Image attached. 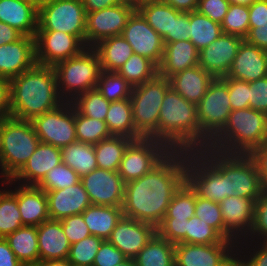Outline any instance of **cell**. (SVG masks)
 <instances>
[{"label": "cell", "mask_w": 267, "mask_h": 266, "mask_svg": "<svg viewBox=\"0 0 267 266\" xmlns=\"http://www.w3.org/2000/svg\"><path fill=\"white\" fill-rule=\"evenodd\" d=\"M71 103L81 115L102 121H105L110 106V101L97 88L78 95Z\"/></svg>", "instance_id": "cell-42"}, {"label": "cell", "mask_w": 267, "mask_h": 266, "mask_svg": "<svg viewBox=\"0 0 267 266\" xmlns=\"http://www.w3.org/2000/svg\"><path fill=\"white\" fill-rule=\"evenodd\" d=\"M132 139L124 136H111L94 144L98 168L118 171L128 144Z\"/></svg>", "instance_id": "cell-38"}, {"label": "cell", "mask_w": 267, "mask_h": 266, "mask_svg": "<svg viewBox=\"0 0 267 266\" xmlns=\"http://www.w3.org/2000/svg\"><path fill=\"white\" fill-rule=\"evenodd\" d=\"M16 199L23 225L39 226L50 219L46 192L37 186L16 183Z\"/></svg>", "instance_id": "cell-27"}, {"label": "cell", "mask_w": 267, "mask_h": 266, "mask_svg": "<svg viewBox=\"0 0 267 266\" xmlns=\"http://www.w3.org/2000/svg\"><path fill=\"white\" fill-rule=\"evenodd\" d=\"M61 163V148L40 142L29 160L10 180L20 185L37 186L51 169Z\"/></svg>", "instance_id": "cell-23"}, {"label": "cell", "mask_w": 267, "mask_h": 266, "mask_svg": "<svg viewBox=\"0 0 267 266\" xmlns=\"http://www.w3.org/2000/svg\"><path fill=\"white\" fill-rule=\"evenodd\" d=\"M20 264L7 240L0 237V266H19Z\"/></svg>", "instance_id": "cell-63"}, {"label": "cell", "mask_w": 267, "mask_h": 266, "mask_svg": "<svg viewBox=\"0 0 267 266\" xmlns=\"http://www.w3.org/2000/svg\"><path fill=\"white\" fill-rule=\"evenodd\" d=\"M186 243L189 244H216L237 243L225 240L213 227L200 218L193 216L187 220Z\"/></svg>", "instance_id": "cell-46"}, {"label": "cell", "mask_w": 267, "mask_h": 266, "mask_svg": "<svg viewBox=\"0 0 267 266\" xmlns=\"http://www.w3.org/2000/svg\"><path fill=\"white\" fill-rule=\"evenodd\" d=\"M10 117V80L0 76V120Z\"/></svg>", "instance_id": "cell-62"}, {"label": "cell", "mask_w": 267, "mask_h": 266, "mask_svg": "<svg viewBox=\"0 0 267 266\" xmlns=\"http://www.w3.org/2000/svg\"><path fill=\"white\" fill-rule=\"evenodd\" d=\"M244 240L267 242V189L265 188L255 201L252 230Z\"/></svg>", "instance_id": "cell-51"}, {"label": "cell", "mask_w": 267, "mask_h": 266, "mask_svg": "<svg viewBox=\"0 0 267 266\" xmlns=\"http://www.w3.org/2000/svg\"><path fill=\"white\" fill-rule=\"evenodd\" d=\"M243 40L236 35L221 33L215 41L199 51L198 65L214 78L227 76Z\"/></svg>", "instance_id": "cell-20"}, {"label": "cell", "mask_w": 267, "mask_h": 266, "mask_svg": "<svg viewBox=\"0 0 267 266\" xmlns=\"http://www.w3.org/2000/svg\"><path fill=\"white\" fill-rule=\"evenodd\" d=\"M104 239L90 235L71 245L67 259L74 266H93L95 256Z\"/></svg>", "instance_id": "cell-47"}, {"label": "cell", "mask_w": 267, "mask_h": 266, "mask_svg": "<svg viewBox=\"0 0 267 266\" xmlns=\"http://www.w3.org/2000/svg\"><path fill=\"white\" fill-rule=\"evenodd\" d=\"M156 231L159 236L173 244L186 243L187 220L163 218Z\"/></svg>", "instance_id": "cell-53"}, {"label": "cell", "mask_w": 267, "mask_h": 266, "mask_svg": "<svg viewBox=\"0 0 267 266\" xmlns=\"http://www.w3.org/2000/svg\"><path fill=\"white\" fill-rule=\"evenodd\" d=\"M123 4L130 5L138 9L147 0H120Z\"/></svg>", "instance_id": "cell-69"}, {"label": "cell", "mask_w": 267, "mask_h": 266, "mask_svg": "<svg viewBox=\"0 0 267 266\" xmlns=\"http://www.w3.org/2000/svg\"><path fill=\"white\" fill-rule=\"evenodd\" d=\"M37 266H74L68 259L39 261Z\"/></svg>", "instance_id": "cell-68"}, {"label": "cell", "mask_w": 267, "mask_h": 266, "mask_svg": "<svg viewBox=\"0 0 267 266\" xmlns=\"http://www.w3.org/2000/svg\"><path fill=\"white\" fill-rule=\"evenodd\" d=\"M2 152L0 179H11L35 152L40 139L31 121L14 117L0 120Z\"/></svg>", "instance_id": "cell-5"}, {"label": "cell", "mask_w": 267, "mask_h": 266, "mask_svg": "<svg viewBox=\"0 0 267 266\" xmlns=\"http://www.w3.org/2000/svg\"><path fill=\"white\" fill-rule=\"evenodd\" d=\"M266 76L267 51L243 40L225 77L252 82Z\"/></svg>", "instance_id": "cell-25"}, {"label": "cell", "mask_w": 267, "mask_h": 266, "mask_svg": "<svg viewBox=\"0 0 267 266\" xmlns=\"http://www.w3.org/2000/svg\"><path fill=\"white\" fill-rule=\"evenodd\" d=\"M222 33L245 38L249 32V10L246 5L230 4L221 23Z\"/></svg>", "instance_id": "cell-48"}, {"label": "cell", "mask_w": 267, "mask_h": 266, "mask_svg": "<svg viewBox=\"0 0 267 266\" xmlns=\"http://www.w3.org/2000/svg\"><path fill=\"white\" fill-rule=\"evenodd\" d=\"M214 77L199 65L187 68L169 78L170 87L184 99L197 105Z\"/></svg>", "instance_id": "cell-29"}, {"label": "cell", "mask_w": 267, "mask_h": 266, "mask_svg": "<svg viewBox=\"0 0 267 266\" xmlns=\"http://www.w3.org/2000/svg\"><path fill=\"white\" fill-rule=\"evenodd\" d=\"M249 155L256 164L263 188L267 189V143L254 149Z\"/></svg>", "instance_id": "cell-61"}, {"label": "cell", "mask_w": 267, "mask_h": 266, "mask_svg": "<svg viewBox=\"0 0 267 266\" xmlns=\"http://www.w3.org/2000/svg\"><path fill=\"white\" fill-rule=\"evenodd\" d=\"M75 126L77 141L82 143L94 145L112 136L105 121L83 116L76 109Z\"/></svg>", "instance_id": "cell-44"}, {"label": "cell", "mask_w": 267, "mask_h": 266, "mask_svg": "<svg viewBox=\"0 0 267 266\" xmlns=\"http://www.w3.org/2000/svg\"><path fill=\"white\" fill-rule=\"evenodd\" d=\"M131 45L133 53L146 57L157 67L160 65L163 52V38L147 23L136 9L121 34Z\"/></svg>", "instance_id": "cell-17"}, {"label": "cell", "mask_w": 267, "mask_h": 266, "mask_svg": "<svg viewBox=\"0 0 267 266\" xmlns=\"http://www.w3.org/2000/svg\"><path fill=\"white\" fill-rule=\"evenodd\" d=\"M196 200L195 191L185 181L173 195L164 218H175V220L190 219L195 213Z\"/></svg>", "instance_id": "cell-43"}, {"label": "cell", "mask_w": 267, "mask_h": 266, "mask_svg": "<svg viewBox=\"0 0 267 266\" xmlns=\"http://www.w3.org/2000/svg\"><path fill=\"white\" fill-rule=\"evenodd\" d=\"M250 108L267 114V76L249 82Z\"/></svg>", "instance_id": "cell-58"}, {"label": "cell", "mask_w": 267, "mask_h": 266, "mask_svg": "<svg viewBox=\"0 0 267 266\" xmlns=\"http://www.w3.org/2000/svg\"><path fill=\"white\" fill-rule=\"evenodd\" d=\"M230 113L227 83L223 78H214L197 104L200 150L208 148L210 140L224 127Z\"/></svg>", "instance_id": "cell-9"}, {"label": "cell", "mask_w": 267, "mask_h": 266, "mask_svg": "<svg viewBox=\"0 0 267 266\" xmlns=\"http://www.w3.org/2000/svg\"><path fill=\"white\" fill-rule=\"evenodd\" d=\"M228 0H199L197 11L221 24L229 8Z\"/></svg>", "instance_id": "cell-59"}, {"label": "cell", "mask_w": 267, "mask_h": 266, "mask_svg": "<svg viewBox=\"0 0 267 266\" xmlns=\"http://www.w3.org/2000/svg\"><path fill=\"white\" fill-rule=\"evenodd\" d=\"M244 40L267 51V19L263 21H249V32Z\"/></svg>", "instance_id": "cell-60"}, {"label": "cell", "mask_w": 267, "mask_h": 266, "mask_svg": "<svg viewBox=\"0 0 267 266\" xmlns=\"http://www.w3.org/2000/svg\"><path fill=\"white\" fill-rule=\"evenodd\" d=\"M133 260L136 266H175V244L156 233Z\"/></svg>", "instance_id": "cell-35"}, {"label": "cell", "mask_w": 267, "mask_h": 266, "mask_svg": "<svg viewBox=\"0 0 267 266\" xmlns=\"http://www.w3.org/2000/svg\"><path fill=\"white\" fill-rule=\"evenodd\" d=\"M82 185L88 193L91 204L122 207L125 183L118 171L96 168L81 177Z\"/></svg>", "instance_id": "cell-18"}, {"label": "cell", "mask_w": 267, "mask_h": 266, "mask_svg": "<svg viewBox=\"0 0 267 266\" xmlns=\"http://www.w3.org/2000/svg\"><path fill=\"white\" fill-rule=\"evenodd\" d=\"M63 102L52 66L36 64L10 80L11 117L32 121Z\"/></svg>", "instance_id": "cell-2"}, {"label": "cell", "mask_w": 267, "mask_h": 266, "mask_svg": "<svg viewBox=\"0 0 267 266\" xmlns=\"http://www.w3.org/2000/svg\"><path fill=\"white\" fill-rule=\"evenodd\" d=\"M105 122L112 136H124L132 140L143 138L135 128L130 98L110 102Z\"/></svg>", "instance_id": "cell-34"}, {"label": "cell", "mask_w": 267, "mask_h": 266, "mask_svg": "<svg viewBox=\"0 0 267 266\" xmlns=\"http://www.w3.org/2000/svg\"><path fill=\"white\" fill-rule=\"evenodd\" d=\"M237 243L175 244V266H236Z\"/></svg>", "instance_id": "cell-14"}, {"label": "cell", "mask_w": 267, "mask_h": 266, "mask_svg": "<svg viewBox=\"0 0 267 266\" xmlns=\"http://www.w3.org/2000/svg\"><path fill=\"white\" fill-rule=\"evenodd\" d=\"M39 260L67 259L71 244L65 236L60 220H47L37 226Z\"/></svg>", "instance_id": "cell-26"}, {"label": "cell", "mask_w": 267, "mask_h": 266, "mask_svg": "<svg viewBox=\"0 0 267 266\" xmlns=\"http://www.w3.org/2000/svg\"><path fill=\"white\" fill-rule=\"evenodd\" d=\"M202 151L227 175L228 197L258 199L264 188L249 154H230L210 148Z\"/></svg>", "instance_id": "cell-7"}, {"label": "cell", "mask_w": 267, "mask_h": 266, "mask_svg": "<svg viewBox=\"0 0 267 266\" xmlns=\"http://www.w3.org/2000/svg\"><path fill=\"white\" fill-rule=\"evenodd\" d=\"M27 3L32 4L35 8H37L38 10L44 5V3L47 0H21Z\"/></svg>", "instance_id": "cell-70"}, {"label": "cell", "mask_w": 267, "mask_h": 266, "mask_svg": "<svg viewBox=\"0 0 267 266\" xmlns=\"http://www.w3.org/2000/svg\"><path fill=\"white\" fill-rule=\"evenodd\" d=\"M230 4H239V5H246L250 6L256 0H228Z\"/></svg>", "instance_id": "cell-71"}, {"label": "cell", "mask_w": 267, "mask_h": 266, "mask_svg": "<svg viewBox=\"0 0 267 266\" xmlns=\"http://www.w3.org/2000/svg\"><path fill=\"white\" fill-rule=\"evenodd\" d=\"M37 64L35 38L23 35L0 46V76L11 80Z\"/></svg>", "instance_id": "cell-22"}, {"label": "cell", "mask_w": 267, "mask_h": 266, "mask_svg": "<svg viewBox=\"0 0 267 266\" xmlns=\"http://www.w3.org/2000/svg\"><path fill=\"white\" fill-rule=\"evenodd\" d=\"M5 239L21 263H38L40 261L37 226L24 225L8 234Z\"/></svg>", "instance_id": "cell-36"}, {"label": "cell", "mask_w": 267, "mask_h": 266, "mask_svg": "<svg viewBox=\"0 0 267 266\" xmlns=\"http://www.w3.org/2000/svg\"><path fill=\"white\" fill-rule=\"evenodd\" d=\"M172 150L154 138L132 140L124 153L119 167V175L124 183L141 178L157 167Z\"/></svg>", "instance_id": "cell-12"}, {"label": "cell", "mask_w": 267, "mask_h": 266, "mask_svg": "<svg viewBox=\"0 0 267 266\" xmlns=\"http://www.w3.org/2000/svg\"><path fill=\"white\" fill-rule=\"evenodd\" d=\"M62 163L74 170L80 177L98 168L93 144L79 141L61 148Z\"/></svg>", "instance_id": "cell-37"}, {"label": "cell", "mask_w": 267, "mask_h": 266, "mask_svg": "<svg viewBox=\"0 0 267 266\" xmlns=\"http://www.w3.org/2000/svg\"><path fill=\"white\" fill-rule=\"evenodd\" d=\"M1 152H2V137H1V129H0V160H1Z\"/></svg>", "instance_id": "cell-74"}, {"label": "cell", "mask_w": 267, "mask_h": 266, "mask_svg": "<svg viewBox=\"0 0 267 266\" xmlns=\"http://www.w3.org/2000/svg\"><path fill=\"white\" fill-rule=\"evenodd\" d=\"M136 9L120 3L108 8L87 13L85 45L94 47L100 41L121 35L128 19Z\"/></svg>", "instance_id": "cell-15"}, {"label": "cell", "mask_w": 267, "mask_h": 266, "mask_svg": "<svg viewBox=\"0 0 267 266\" xmlns=\"http://www.w3.org/2000/svg\"><path fill=\"white\" fill-rule=\"evenodd\" d=\"M19 266H37V263H21Z\"/></svg>", "instance_id": "cell-73"}, {"label": "cell", "mask_w": 267, "mask_h": 266, "mask_svg": "<svg viewBox=\"0 0 267 266\" xmlns=\"http://www.w3.org/2000/svg\"><path fill=\"white\" fill-rule=\"evenodd\" d=\"M127 257L108 240H104L95 256L93 266H115Z\"/></svg>", "instance_id": "cell-57"}, {"label": "cell", "mask_w": 267, "mask_h": 266, "mask_svg": "<svg viewBox=\"0 0 267 266\" xmlns=\"http://www.w3.org/2000/svg\"><path fill=\"white\" fill-rule=\"evenodd\" d=\"M249 21H263L267 19V0H256L250 6Z\"/></svg>", "instance_id": "cell-64"}, {"label": "cell", "mask_w": 267, "mask_h": 266, "mask_svg": "<svg viewBox=\"0 0 267 266\" xmlns=\"http://www.w3.org/2000/svg\"><path fill=\"white\" fill-rule=\"evenodd\" d=\"M228 86L231 111L249 108V82L230 77H223Z\"/></svg>", "instance_id": "cell-54"}, {"label": "cell", "mask_w": 267, "mask_h": 266, "mask_svg": "<svg viewBox=\"0 0 267 266\" xmlns=\"http://www.w3.org/2000/svg\"><path fill=\"white\" fill-rule=\"evenodd\" d=\"M236 266H267V242L239 241Z\"/></svg>", "instance_id": "cell-50"}, {"label": "cell", "mask_w": 267, "mask_h": 266, "mask_svg": "<svg viewBox=\"0 0 267 266\" xmlns=\"http://www.w3.org/2000/svg\"><path fill=\"white\" fill-rule=\"evenodd\" d=\"M187 151H172L157 167L125 184L123 216L157 227L186 181Z\"/></svg>", "instance_id": "cell-1"}, {"label": "cell", "mask_w": 267, "mask_h": 266, "mask_svg": "<svg viewBox=\"0 0 267 266\" xmlns=\"http://www.w3.org/2000/svg\"><path fill=\"white\" fill-rule=\"evenodd\" d=\"M156 233L154 225L122 216L107 240L127 258L134 259Z\"/></svg>", "instance_id": "cell-21"}, {"label": "cell", "mask_w": 267, "mask_h": 266, "mask_svg": "<svg viewBox=\"0 0 267 266\" xmlns=\"http://www.w3.org/2000/svg\"><path fill=\"white\" fill-rule=\"evenodd\" d=\"M186 182L196 195L220 203L228 197L227 175L202 151H187Z\"/></svg>", "instance_id": "cell-10"}, {"label": "cell", "mask_w": 267, "mask_h": 266, "mask_svg": "<svg viewBox=\"0 0 267 266\" xmlns=\"http://www.w3.org/2000/svg\"><path fill=\"white\" fill-rule=\"evenodd\" d=\"M163 3L169 4L174 9L181 12L196 11L199 0H160Z\"/></svg>", "instance_id": "cell-67"}, {"label": "cell", "mask_w": 267, "mask_h": 266, "mask_svg": "<svg viewBox=\"0 0 267 266\" xmlns=\"http://www.w3.org/2000/svg\"><path fill=\"white\" fill-rule=\"evenodd\" d=\"M0 21L25 36L35 37L38 28V9L21 0H0Z\"/></svg>", "instance_id": "cell-30"}, {"label": "cell", "mask_w": 267, "mask_h": 266, "mask_svg": "<svg viewBox=\"0 0 267 266\" xmlns=\"http://www.w3.org/2000/svg\"><path fill=\"white\" fill-rule=\"evenodd\" d=\"M255 200L247 197H226L219 203L224 223V239L239 242L252 230Z\"/></svg>", "instance_id": "cell-19"}, {"label": "cell", "mask_w": 267, "mask_h": 266, "mask_svg": "<svg viewBox=\"0 0 267 266\" xmlns=\"http://www.w3.org/2000/svg\"><path fill=\"white\" fill-rule=\"evenodd\" d=\"M86 13H91L104 8L122 3L120 0H81Z\"/></svg>", "instance_id": "cell-66"}, {"label": "cell", "mask_w": 267, "mask_h": 266, "mask_svg": "<svg viewBox=\"0 0 267 266\" xmlns=\"http://www.w3.org/2000/svg\"><path fill=\"white\" fill-rule=\"evenodd\" d=\"M23 34L10 25L0 21V46L19 40Z\"/></svg>", "instance_id": "cell-65"}, {"label": "cell", "mask_w": 267, "mask_h": 266, "mask_svg": "<svg viewBox=\"0 0 267 266\" xmlns=\"http://www.w3.org/2000/svg\"><path fill=\"white\" fill-rule=\"evenodd\" d=\"M117 73L136 87L152 80L158 74V67L148 58L133 53Z\"/></svg>", "instance_id": "cell-40"}, {"label": "cell", "mask_w": 267, "mask_h": 266, "mask_svg": "<svg viewBox=\"0 0 267 266\" xmlns=\"http://www.w3.org/2000/svg\"><path fill=\"white\" fill-rule=\"evenodd\" d=\"M46 197L51 220L82 214L91 205L81 181L68 188L46 192Z\"/></svg>", "instance_id": "cell-24"}, {"label": "cell", "mask_w": 267, "mask_h": 266, "mask_svg": "<svg viewBox=\"0 0 267 266\" xmlns=\"http://www.w3.org/2000/svg\"><path fill=\"white\" fill-rule=\"evenodd\" d=\"M194 216L213 227L224 238V223L219 203L197 196Z\"/></svg>", "instance_id": "cell-52"}, {"label": "cell", "mask_w": 267, "mask_h": 266, "mask_svg": "<svg viewBox=\"0 0 267 266\" xmlns=\"http://www.w3.org/2000/svg\"><path fill=\"white\" fill-rule=\"evenodd\" d=\"M91 235L107 240L123 216L122 207L91 204L83 213Z\"/></svg>", "instance_id": "cell-31"}, {"label": "cell", "mask_w": 267, "mask_h": 266, "mask_svg": "<svg viewBox=\"0 0 267 266\" xmlns=\"http://www.w3.org/2000/svg\"><path fill=\"white\" fill-rule=\"evenodd\" d=\"M93 48L100 57L101 69L107 72H117L133 54L131 45L122 35L106 38Z\"/></svg>", "instance_id": "cell-33"}, {"label": "cell", "mask_w": 267, "mask_h": 266, "mask_svg": "<svg viewBox=\"0 0 267 266\" xmlns=\"http://www.w3.org/2000/svg\"><path fill=\"white\" fill-rule=\"evenodd\" d=\"M81 181V177L66 164L51 169L44 179L37 185L44 192L68 188Z\"/></svg>", "instance_id": "cell-49"}, {"label": "cell", "mask_w": 267, "mask_h": 266, "mask_svg": "<svg viewBox=\"0 0 267 266\" xmlns=\"http://www.w3.org/2000/svg\"><path fill=\"white\" fill-rule=\"evenodd\" d=\"M0 183V237L5 238L24 225L16 199V183L10 179H0Z\"/></svg>", "instance_id": "cell-32"}, {"label": "cell", "mask_w": 267, "mask_h": 266, "mask_svg": "<svg viewBox=\"0 0 267 266\" xmlns=\"http://www.w3.org/2000/svg\"><path fill=\"white\" fill-rule=\"evenodd\" d=\"M86 18L81 0H47L38 10L37 31H63L85 44Z\"/></svg>", "instance_id": "cell-11"}, {"label": "cell", "mask_w": 267, "mask_h": 266, "mask_svg": "<svg viewBox=\"0 0 267 266\" xmlns=\"http://www.w3.org/2000/svg\"><path fill=\"white\" fill-rule=\"evenodd\" d=\"M169 88V79L158 74L152 80L132 88L130 99L133 121L143 138L158 140L160 108Z\"/></svg>", "instance_id": "cell-8"}, {"label": "cell", "mask_w": 267, "mask_h": 266, "mask_svg": "<svg viewBox=\"0 0 267 266\" xmlns=\"http://www.w3.org/2000/svg\"><path fill=\"white\" fill-rule=\"evenodd\" d=\"M115 266H136V263L134 262L133 259L127 258L124 262Z\"/></svg>", "instance_id": "cell-72"}, {"label": "cell", "mask_w": 267, "mask_h": 266, "mask_svg": "<svg viewBox=\"0 0 267 266\" xmlns=\"http://www.w3.org/2000/svg\"><path fill=\"white\" fill-rule=\"evenodd\" d=\"M221 33V24L212 21L197 10L190 12V41L199 51L215 41Z\"/></svg>", "instance_id": "cell-39"}, {"label": "cell", "mask_w": 267, "mask_h": 266, "mask_svg": "<svg viewBox=\"0 0 267 266\" xmlns=\"http://www.w3.org/2000/svg\"><path fill=\"white\" fill-rule=\"evenodd\" d=\"M199 50L190 40L164 44L158 75L169 79L172 75L198 65Z\"/></svg>", "instance_id": "cell-28"}, {"label": "cell", "mask_w": 267, "mask_h": 266, "mask_svg": "<svg viewBox=\"0 0 267 266\" xmlns=\"http://www.w3.org/2000/svg\"><path fill=\"white\" fill-rule=\"evenodd\" d=\"M190 12H181L172 7L171 33L163 38L164 44L180 40H190L189 35Z\"/></svg>", "instance_id": "cell-55"}, {"label": "cell", "mask_w": 267, "mask_h": 266, "mask_svg": "<svg viewBox=\"0 0 267 266\" xmlns=\"http://www.w3.org/2000/svg\"><path fill=\"white\" fill-rule=\"evenodd\" d=\"M58 92L64 101L72 102L78 95L97 86L101 69L100 57L93 47L54 66Z\"/></svg>", "instance_id": "cell-6"}, {"label": "cell", "mask_w": 267, "mask_h": 266, "mask_svg": "<svg viewBox=\"0 0 267 266\" xmlns=\"http://www.w3.org/2000/svg\"><path fill=\"white\" fill-rule=\"evenodd\" d=\"M31 122L42 143L62 148L77 141L75 108L71 102L64 101Z\"/></svg>", "instance_id": "cell-13"}, {"label": "cell", "mask_w": 267, "mask_h": 266, "mask_svg": "<svg viewBox=\"0 0 267 266\" xmlns=\"http://www.w3.org/2000/svg\"><path fill=\"white\" fill-rule=\"evenodd\" d=\"M137 10L162 38L171 33L172 6L160 0H147Z\"/></svg>", "instance_id": "cell-41"}, {"label": "cell", "mask_w": 267, "mask_h": 266, "mask_svg": "<svg viewBox=\"0 0 267 266\" xmlns=\"http://www.w3.org/2000/svg\"><path fill=\"white\" fill-rule=\"evenodd\" d=\"M96 88L108 101L129 99L132 86L117 72L101 71Z\"/></svg>", "instance_id": "cell-45"}, {"label": "cell", "mask_w": 267, "mask_h": 266, "mask_svg": "<svg viewBox=\"0 0 267 266\" xmlns=\"http://www.w3.org/2000/svg\"><path fill=\"white\" fill-rule=\"evenodd\" d=\"M36 61L54 67L57 63L80 54L86 45L77 37L63 31H36Z\"/></svg>", "instance_id": "cell-16"}, {"label": "cell", "mask_w": 267, "mask_h": 266, "mask_svg": "<svg viewBox=\"0 0 267 266\" xmlns=\"http://www.w3.org/2000/svg\"><path fill=\"white\" fill-rule=\"evenodd\" d=\"M267 143V114L252 108L231 111L208 148L230 154H250Z\"/></svg>", "instance_id": "cell-4"}, {"label": "cell", "mask_w": 267, "mask_h": 266, "mask_svg": "<svg viewBox=\"0 0 267 266\" xmlns=\"http://www.w3.org/2000/svg\"><path fill=\"white\" fill-rule=\"evenodd\" d=\"M60 221L71 245L91 235L82 214L64 217Z\"/></svg>", "instance_id": "cell-56"}, {"label": "cell", "mask_w": 267, "mask_h": 266, "mask_svg": "<svg viewBox=\"0 0 267 266\" xmlns=\"http://www.w3.org/2000/svg\"><path fill=\"white\" fill-rule=\"evenodd\" d=\"M158 141L172 151L200 150L197 105L184 99L171 87L164 95L158 121Z\"/></svg>", "instance_id": "cell-3"}]
</instances>
